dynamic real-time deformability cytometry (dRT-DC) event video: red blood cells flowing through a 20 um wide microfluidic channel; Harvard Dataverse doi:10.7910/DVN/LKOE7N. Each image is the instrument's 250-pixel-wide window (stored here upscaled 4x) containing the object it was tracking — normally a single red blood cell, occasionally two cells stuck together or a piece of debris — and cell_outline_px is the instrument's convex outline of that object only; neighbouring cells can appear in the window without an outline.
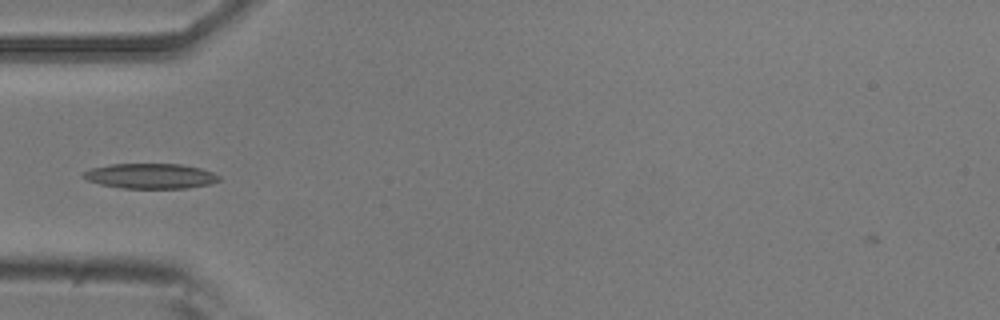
{"species": "common noctule bat (a hibernating species)", "species_latin": "Nyctalus noctula", "temperature_condition": "room temperature", "stored_images_in_passage": 1, "camera_frame_rate_fps": 3000, "um_per_image_px": 0.085, "animal": {"sex": "male", "body_mass_g": 20.5, "forearm_length_mm": 52.5}, "frame": {"image": 1, "passage_image": 1, "time_ms": 0.0, "image_size_px": [1000, 320], "cell_outline_px": [[220, 180], [212, 184], [188, 188], [124, 188], [100, 184], [88, 180], [80, 176], [84, 172], [92, 168], [112, 164], [180, 164], [200, 168], [212, 172], [220, 176]], "centroid_in_image_um": [12.82, 14.96], "position_along_channel_um": 72.2, "area_um2": 19.83}}